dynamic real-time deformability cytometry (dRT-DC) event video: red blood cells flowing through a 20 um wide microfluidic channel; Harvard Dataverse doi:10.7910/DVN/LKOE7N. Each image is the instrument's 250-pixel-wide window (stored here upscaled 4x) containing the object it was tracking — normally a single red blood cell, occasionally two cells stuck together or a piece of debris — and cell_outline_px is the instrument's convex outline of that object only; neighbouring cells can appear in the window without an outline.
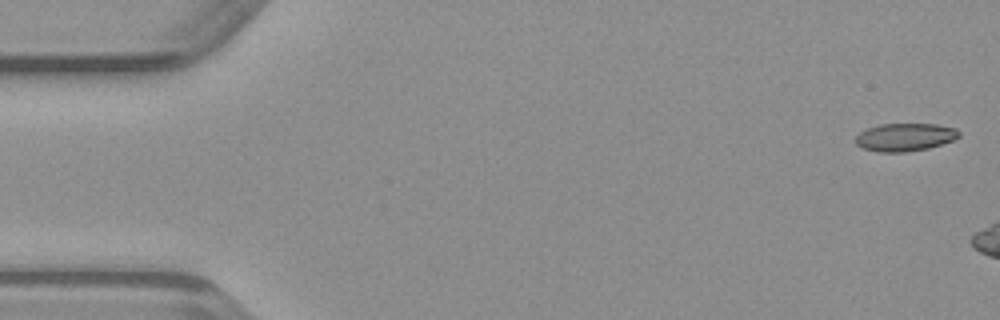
{"species": "common noctule bat (a hibernating species)", "species_latin": "Nyctalus noctula", "temperature_condition": "warm", "stored_images_in_passage": 6, "camera_frame_rate_fps": 3000, "um_per_image_px": 0.085, "animal": {"sex": "male", "body_mass_g": 23.1, "forearm_length_mm": 52.7}, "frame": {"image": 1, "passage_image": 1, "time_ms": 0.0, "image_size_px": [1000, 320], "cell_outline_px": [[960, 136], [952, 140], [928, 148], [904, 152], [880, 152], [864, 148], [856, 144], [852, 140], [860, 132], [868, 128], [880, 124], [936, 124], [956, 128], [960, 132]], "centroid_in_image_um": [76.9, 11.65], "position_along_channel_um": 8.1, "area_um2": 16.76}}